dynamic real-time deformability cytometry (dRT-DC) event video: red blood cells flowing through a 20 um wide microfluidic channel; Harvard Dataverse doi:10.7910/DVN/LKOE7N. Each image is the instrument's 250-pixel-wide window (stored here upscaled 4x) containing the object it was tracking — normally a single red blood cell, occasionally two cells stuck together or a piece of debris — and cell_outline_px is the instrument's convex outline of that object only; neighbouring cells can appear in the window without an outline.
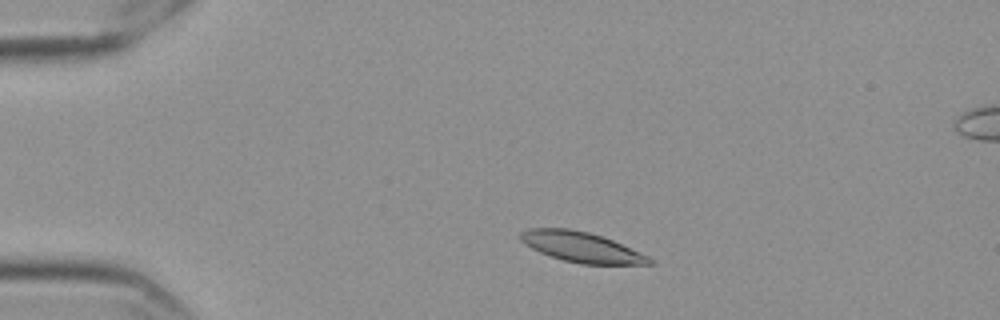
{"species": "Egyptian fruit bat (a non-hibernating species)", "species_latin": "Rousettus aegyptiacus", "temperature_condition": "cold", "stored_images_in_passage": 51, "camera_frame_rate_fps": 3000, "um_per_image_px": 0.085, "frame": {"image": 1, "passage_image": 6, "time_ms": 1.667, "image_size_px": [1000, 320], "cell_outline_px": [[652, 264], [580, 264], [564, 260], [540, 252], [524, 244], [520, 240], [520, 232], [528, 228], [568, 228], [588, 232], [612, 240], [648, 256], [652, 260]], "centroid_in_image_um": [49.37, 20.99], "position_along_channel_um": 35.6, "area_um2": 22.37}}
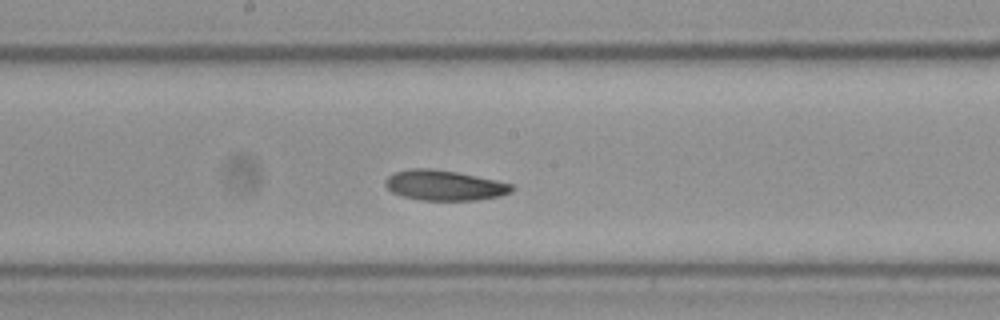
{"frame": {"image": 2, "passage_image": 25, "time_ms": 8.0, "image_size_px": [1000, 320], "cell_outline_px": [[516, 188], [512, 192], [500, 196], [476, 200], [420, 200], [404, 196], [392, 192], [384, 184], [384, 180], [388, 176], [396, 172], [412, 168], [432, 168], [456, 172], [496, 180], [512, 184]], "centroid_in_image_um": [37.79, 15.75], "position_along_channel_um": 210.4, "area_um2": 22.25}}
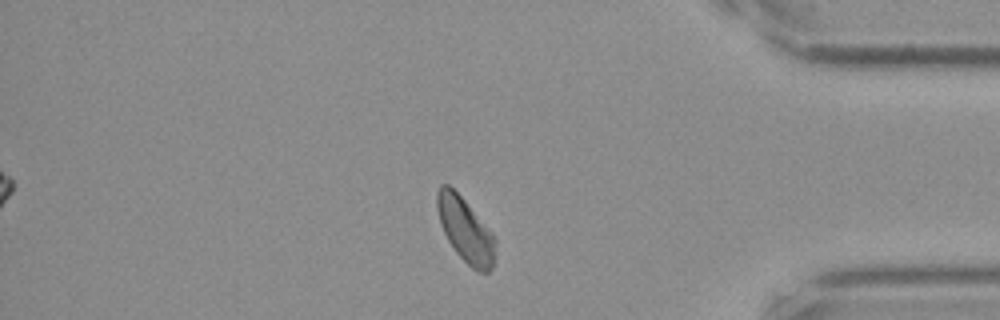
{"frame": {"image": 3, "passage_image": 43, "time_ms": 14.0, "image_size_px": [1000, 320], "cell_outline_px": [[496, 244], [492, 268], [488, 272], [476, 272], [456, 252], [448, 240], [440, 224], [436, 208], [436, 192], [440, 184], [448, 184], [464, 200], [492, 232], [496, 240]], "centroid_in_image_um": [39.55, 19.54], "position_along_channel_um": 395.7, "area_um2": 21.73}, "authors_computed_cell_mechanics": {"area_um2": 22.542, "velocity_mm_per_s": 3.515, "shape_relaxation_time_tau1_ms": 2.4063, "shape_relaxation_time_tau2_ms": 9.3605, "deformation_change_tau1": 0.0921, "deformation_change_tau2": 0.1206}}